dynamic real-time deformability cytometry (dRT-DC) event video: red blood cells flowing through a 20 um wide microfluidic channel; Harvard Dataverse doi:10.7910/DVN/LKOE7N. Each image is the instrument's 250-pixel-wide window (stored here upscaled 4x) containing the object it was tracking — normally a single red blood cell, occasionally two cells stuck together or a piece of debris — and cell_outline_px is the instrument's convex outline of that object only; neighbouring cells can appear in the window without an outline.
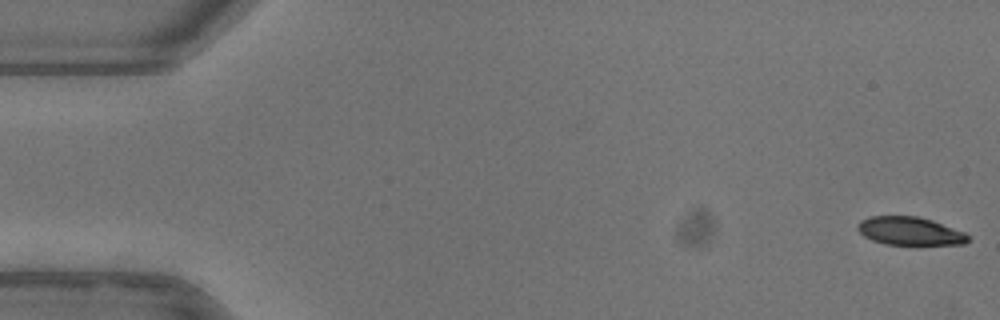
{"species": "common noctule bat (a hibernating species)", "species_latin": "Nyctalus noctula", "temperature_condition": "warm", "stored_images_in_passage": 52, "camera_frame_rate_fps": 3000, "um_per_image_px": 0.085, "animal": {"sex": "female"}, "frame": {"image": 1, "passage_image": 1, "time_ms": 0.0, "image_size_px": [1000, 320], "cell_outline_px": [[968, 240], [964, 244], [916, 248], [884, 244], [872, 240], [864, 236], [856, 228], [860, 220], [868, 216], [916, 216], [932, 220], [964, 232], [968, 236]], "centroid_in_image_um": [77.35, 19.7], "position_along_channel_um": 7.6, "area_um2": 19.13}}
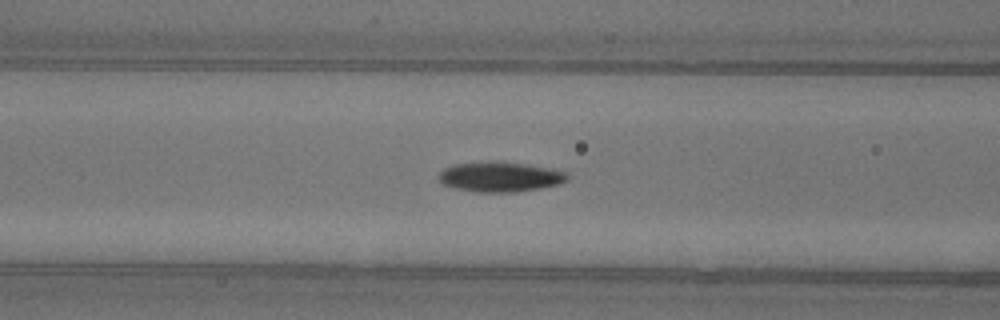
{"frame": {"image": 2, "passage_image": 21, "time_ms": 6.667, "image_size_px": [1000, 320], "cell_outline_px": [[568, 180], [556, 184], [540, 188], [516, 192], [476, 192], [456, 188], [444, 184], [440, 180], [440, 172], [444, 168], [452, 164], [488, 160], [496, 160], [552, 168], [568, 172]], "centroid_in_image_um": [42.51, 15.0], "position_along_channel_um": 124.1, "area_um2": 22.66}}
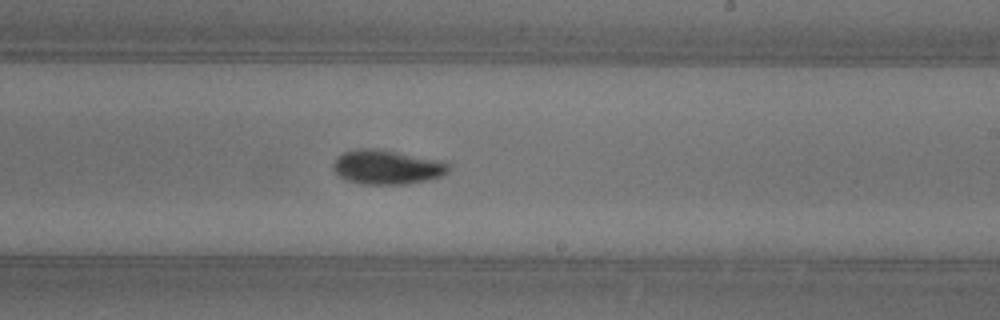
{"frame": {"image": 3, "passage_image": 31, "time_ms": 10.0, "image_size_px": [1000, 320], "cell_outline_px": [[448, 172], [440, 176], [428, 180], [404, 184], [364, 184], [348, 180], [336, 176], [332, 168], [332, 164], [336, 156], [344, 152], [356, 148], [372, 148], [444, 160], [448, 164]], "centroid_in_image_um": [32.84, 14.2], "position_along_channel_um": 256.2, "area_um2": 23.24}, "authors_computed_cell_mechanics": {"area_um2": 21.2704, "velocity_mm_per_s": 3.968, "shape_relaxation_time_tau1_ms": 3.3963, "shape_relaxation_time_tau2_ms": null, "deformation_change_tau1": 0.141, "deformation_change_tau2": null}}